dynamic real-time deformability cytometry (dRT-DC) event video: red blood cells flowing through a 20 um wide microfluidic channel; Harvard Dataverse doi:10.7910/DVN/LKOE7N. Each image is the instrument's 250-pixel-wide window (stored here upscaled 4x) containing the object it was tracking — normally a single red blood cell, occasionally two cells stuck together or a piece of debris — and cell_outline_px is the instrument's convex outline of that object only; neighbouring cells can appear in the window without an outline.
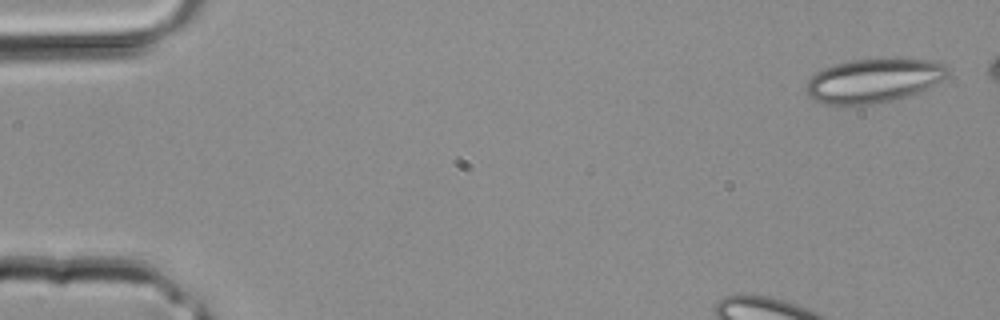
{"species": "common noctule bat (a hibernating species)", "species_latin": "Nyctalus noctula", "temperature_condition": "room temperature", "stored_images_in_passage": 4, "camera_frame_rate_fps": 3000, "um_per_image_px": 0.085, "animal": {"sex": "male", "body_mass_g": 20.4}, "frame": {"image": 1, "passage_image": 1, "time_ms": 0.0, "image_size_px": [1000, 320], "cell_outline_px": [[948, 72], [940, 80], [928, 88], [900, 100], [872, 104], [824, 104], [808, 96], [808, 80], [816, 72], [824, 68], [836, 64], [852, 60], [936, 60], [948, 64]], "centroid_in_image_um": [74.29, 6.87], "position_along_channel_um": 10.7, "area_um2": 35.84}}